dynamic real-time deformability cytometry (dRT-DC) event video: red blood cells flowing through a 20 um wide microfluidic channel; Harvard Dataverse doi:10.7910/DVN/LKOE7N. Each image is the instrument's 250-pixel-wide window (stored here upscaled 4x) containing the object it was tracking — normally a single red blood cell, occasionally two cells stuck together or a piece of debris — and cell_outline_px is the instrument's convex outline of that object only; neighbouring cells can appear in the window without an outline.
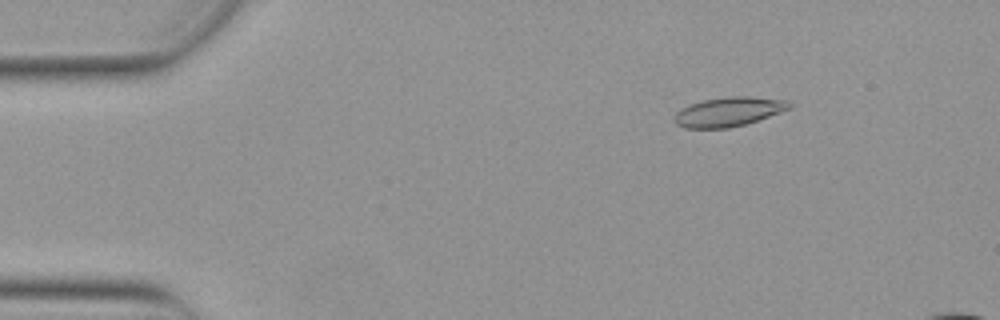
{"species": "Egyptian fruit bat (a non-hibernating species)", "species_latin": "Rousettus aegyptiacus", "temperature_condition": "warm", "stored_images_in_passage": 17, "camera_frame_rate_fps": 3000, "um_per_image_px": 0.085, "animal": {"sex": "female"}, "frame": {"image": 1, "passage_image": 8, "time_ms": 2.333, "image_size_px": [1000, 320], "cell_outline_px": [[792, 108], [744, 124], [728, 128], [684, 128], [676, 124], [672, 120], [672, 116], [680, 108], [688, 104], [704, 100], [724, 96], [748, 96], [788, 100], [792, 104]], "centroid_in_image_um": [61.88, 9.49], "position_along_channel_um": 23.1, "area_um2": 19.83}}
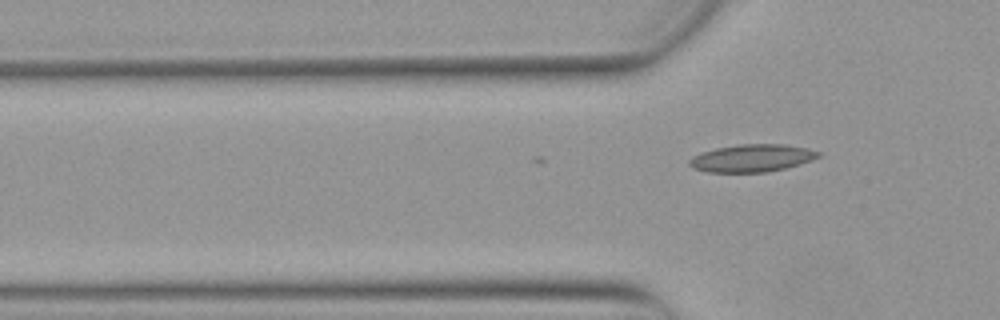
{"frame": {"image": 2, "passage_image": 17, "time_ms": 5.333, "image_size_px": [1000, 320], "cell_outline_px": [[820, 156], [812, 160], [800, 164], [768, 172], [708, 172], [692, 168], [688, 164], [688, 160], [692, 156], [700, 152], [716, 148], [740, 144], [784, 144], [808, 148], [820, 152]], "centroid_in_image_um": [63.89, 13.44], "position_along_channel_um": 61.9, "area_um2": 20.81}}